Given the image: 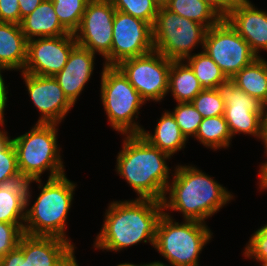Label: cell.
<instances>
[{
    "label": "cell",
    "mask_w": 267,
    "mask_h": 266,
    "mask_svg": "<svg viewBox=\"0 0 267 266\" xmlns=\"http://www.w3.org/2000/svg\"><path fill=\"white\" fill-rule=\"evenodd\" d=\"M107 207L95 249L119 252L141 241L154 246L157 223L163 214L161 201L135 198L113 201Z\"/></svg>",
    "instance_id": "1"
},
{
    "label": "cell",
    "mask_w": 267,
    "mask_h": 266,
    "mask_svg": "<svg viewBox=\"0 0 267 266\" xmlns=\"http://www.w3.org/2000/svg\"><path fill=\"white\" fill-rule=\"evenodd\" d=\"M172 175L173 181L168 183L161 201L163 212L177 211L184 220L206 223V219L234 199L218 181L193 165H177Z\"/></svg>",
    "instance_id": "2"
},
{
    "label": "cell",
    "mask_w": 267,
    "mask_h": 266,
    "mask_svg": "<svg viewBox=\"0 0 267 266\" xmlns=\"http://www.w3.org/2000/svg\"><path fill=\"white\" fill-rule=\"evenodd\" d=\"M122 150L116 159V172L137 193L138 199L162 201L170 168L171 156L150 145L140 134L124 135Z\"/></svg>",
    "instance_id": "3"
},
{
    "label": "cell",
    "mask_w": 267,
    "mask_h": 266,
    "mask_svg": "<svg viewBox=\"0 0 267 266\" xmlns=\"http://www.w3.org/2000/svg\"><path fill=\"white\" fill-rule=\"evenodd\" d=\"M32 182L39 183L40 194L28 209L31 203L30 185ZM76 184L67 179L66 174L48 179L45 185L42 184L41 179L28 181L24 234L54 236L71 242L65 230Z\"/></svg>",
    "instance_id": "4"
},
{
    "label": "cell",
    "mask_w": 267,
    "mask_h": 266,
    "mask_svg": "<svg viewBox=\"0 0 267 266\" xmlns=\"http://www.w3.org/2000/svg\"><path fill=\"white\" fill-rule=\"evenodd\" d=\"M57 127L58 124L36 123L29 132L11 139L23 179H41L47 170L48 179L65 175L61 149L57 144Z\"/></svg>",
    "instance_id": "5"
},
{
    "label": "cell",
    "mask_w": 267,
    "mask_h": 266,
    "mask_svg": "<svg viewBox=\"0 0 267 266\" xmlns=\"http://www.w3.org/2000/svg\"><path fill=\"white\" fill-rule=\"evenodd\" d=\"M213 233L206 223L194 220L176 222L169 212L160 216L153 248L169 266H199V255L212 239Z\"/></svg>",
    "instance_id": "6"
},
{
    "label": "cell",
    "mask_w": 267,
    "mask_h": 266,
    "mask_svg": "<svg viewBox=\"0 0 267 266\" xmlns=\"http://www.w3.org/2000/svg\"><path fill=\"white\" fill-rule=\"evenodd\" d=\"M100 97L111 127L121 135L140 134L143 127L135 121L145 101L116 66H104ZM135 118V119H134Z\"/></svg>",
    "instance_id": "7"
},
{
    "label": "cell",
    "mask_w": 267,
    "mask_h": 266,
    "mask_svg": "<svg viewBox=\"0 0 267 266\" xmlns=\"http://www.w3.org/2000/svg\"><path fill=\"white\" fill-rule=\"evenodd\" d=\"M154 50L172 61H184L204 45L207 28L161 5L152 27Z\"/></svg>",
    "instance_id": "8"
},
{
    "label": "cell",
    "mask_w": 267,
    "mask_h": 266,
    "mask_svg": "<svg viewBox=\"0 0 267 266\" xmlns=\"http://www.w3.org/2000/svg\"><path fill=\"white\" fill-rule=\"evenodd\" d=\"M171 63L172 60L153 50L145 55L123 60L116 67L145 102H160L168 94Z\"/></svg>",
    "instance_id": "9"
},
{
    "label": "cell",
    "mask_w": 267,
    "mask_h": 266,
    "mask_svg": "<svg viewBox=\"0 0 267 266\" xmlns=\"http://www.w3.org/2000/svg\"><path fill=\"white\" fill-rule=\"evenodd\" d=\"M203 51L232 78L258 56L226 19L207 29Z\"/></svg>",
    "instance_id": "10"
},
{
    "label": "cell",
    "mask_w": 267,
    "mask_h": 266,
    "mask_svg": "<svg viewBox=\"0 0 267 266\" xmlns=\"http://www.w3.org/2000/svg\"><path fill=\"white\" fill-rule=\"evenodd\" d=\"M216 91L225 102L224 117L232 138L243 133L262 140L265 106L238 88L232 78L221 82Z\"/></svg>",
    "instance_id": "11"
},
{
    "label": "cell",
    "mask_w": 267,
    "mask_h": 266,
    "mask_svg": "<svg viewBox=\"0 0 267 266\" xmlns=\"http://www.w3.org/2000/svg\"><path fill=\"white\" fill-rule=\"evenodd\" d=\"M154 50L152 26L129 14L116 10L113 20L111 52L104 66H117L121 61L145 55Z\"/></svg>",
    "instance_id": "12"
},
{
    "label": "cell",
    "mask_w": 267,
    "mask_h": 266,
    "mask_svg": "<svg viewBox=\"0 0 267 266\" xmlns=\"http://www.w3.org/2000/svg\"><path fill=\"white\" fill-rule=\"evenodd\" d=\"M115 11L111 0H90L74 32L77 45L105 58L111 52Z\"/></svg>",
    "instance_id": "13"
},
{
    "label": "cell",
    "mask_w": 267,
    "mask_h": 266,
    "mask_svg": "<svg viewBox=\"0 0 267 266\" xmlns=\"http://www.w3.org/2000/svg\"><path fill=\"white\" fill-rule=\"evenodd\" d=\"M76 45L74 33L28 40L23 72L54 76L65 66L70 52Z\"/></svg>",
    "instance_id": "14"
},
{
    "label": "cell",
    "mask_w": 267,
    "mask_h": 266,
    "mask_svg": "<svg viewBox=\"0 0 267 266\" xmlns=\"http://www.w3.org/2000/svg\"><path fill=\"white\" fill-rule=\"evenodd\" d=\"M20 72L30 100L41 113L36 123L60 124L74 104L64 94L55 78Z\"/></svg>",
    "instance_id": "15"
},
{
    "label": "cell",
    "mask_w": 267,
    "mask_h": 266,
    "mask_svg": "<svg viewBox=\"0 0 267 266\" xmlns=\"http://www.w3.org/2000/svg\"><path fill=\"white\" fill-rule=\"evenodd\" d=\"M225 19L258 57L261 50L267 51V12L258 10L250 0H236Z\"/></svg>",
    "instance_id": "16"
},
{
    "label": "cell",
    "mask_w": 267,
    "mask_h": 266,
    "mask_svg": "<svg viewBox=\"0 0 267 266\" xmlns=\"http://www.w3.org/2000/svg\"><path fill=\"white\" fill-rule=\"evenodd\" d=\"M95 55L90 50L76 45L70 52L65 66L53 76L74 105L92 76Z\"/></svg>",
    "instance_id": "17"
},
{
    "label": "cell",
    "mask_w": 267,
    "mask_h": 266,
    "mask_svg": "<svg viewBox=\"0 0 267 266\" xmlns=\"http://www.w3.org/2000/svg\"><path fill=\"white\" fill-rule=\"evenodd\" d=\"M18 246L22 249L24 261H28V266H53L74 244L54 236L23 234Z\"/></svg>",
    "instance_id": "18"
},
{
    "label": "cell",
    "mask_w": 267,
    "mask_h": 266,
    "mask_svg": "<svg viewBox=\"0 0 267 266\" xmlns=\"http://www.w3.org/2000/svg\"><path fill=\"white\" fill-rule=\"evenodd\" d=\"M20 27L27 40L36 37H58L70 33L60 23L52 0H43L32 13L22 19Z\"/></svg>",
    "instance_id": "19"
},
{
    "label": "cell",
    "mask_w": 267,
    "mask_h": 266,
    "mask_svg": "<svg viewBox=\"0 0 267 266\" xmlns=\"http://www.w3.org/2000/svg\"><path fill=\"white\" fill-rule=\"evenodd\" d=\"M28 40L20 25L0 22V65L12 71L24 69Z\"/></svg>",
    "instance_id": "20"
},
{
    "label": "cell",
    "mask_w": 267,
    "mask_h": 266,
    "mask_svg": "<svg viewBox=\"0 0 267 266\" xmlns=\"http://www.w3.org/2000/svg\"><path fill=\"white\" fill-rule=\"evenodd\" d=\"M154 134L142 129L140 135L152 146L173 156L185 148L186 137L182 134L175 117L170 111H164L154 129Z\"/></svg>",
    "instance_id": "21"
},
{
    "label": "cell",
    "mask_w": 267,
    "mask_h": 266,
    "mask_svg": "<svg viewBox=\"0 0 267 266\" xmlns=\"http://www.w3.org/2000/svg\"><path fill=\"white\" fill-rule=\"evenodd\" d=\"M27 180L0 185V222L25 223Z\"/></svg>",
    "instance_id": "22"
},
{
    "label": "cell",
    "mask_w": 267,
    "mask_h": 266,
    "mask_svg": "<svg viewBox=\"0 0 267 266\" xmlns=\"http://www.w3.org/2000/svg\"><path fill=\"white\" fill-rule=\"evenodd\" d=\"M202 90L199 80L186 62L172 61L168 93L171 92L177 103L191 102Z\"/></svg>",
    "instance_id": "23"
},
{
    "label": "cell",
    "mask_w": 267,
    "mask_h": 266,
    "mask_svg": "<svg viewBox=\"0 0 267 266\" xmlns=\"http://www.w3.org/2000/svg\"><path fill=\"white\" fill-rule=\"evenodd\" d=\"M238 88L267 106V61L256 58L232 77Z\"/></svg>",
    "instance_id": "24"
},
{
    "label": "cell",
    "mask_w": 267,
    "mask_h": 266,
    "mask_svg": "<svg viewBox=\"0 0 267 266\" xmlns=\"http://www.w3.org/2000/svg\"><path fill=\"white\" fill-rule=\"evenodd\" d=\"M164 6L182 17L204 25L207 29L223 19L202 0H167Z\"/></svg>",
    "instance_id": "25"
},
{
    "label": "cell",
    "mask_w": 267,
    "mask_h": 266,
    "mask_svg": "<svg viewBox=\"0 0 267 266\" xmlns=\"http://www.w3.org/2000/svg\"><path fill=\"white\" fill-rule=\"evenodd\" d=\"M194 138L214 151L228 148L233 139L224 115L202 118Z\"/></svg>",
    "instance_id": "26"
},
{
    "label": "cell",
    "mask_w": 267,
    "mask_h": 266,
    "mask_svg": "<svg viewBox=\"0 0 267 266\" xmlns=\"http://www.w3.org/2000/svg\"><path fill=\"white\" fill-rule=\"evenodd\" d=\"M193 54L184 61L193 70L202 89H216L221 82L227 79L220 67L204 51Z\"/></svg>",
    "instance_id": "27"
},
{
    "label": "cell",
    "mask_w": 267,
    "mask_h": 266,
    "mask_svg": "<svg viewBox=\"0 0 267 266\" xmlns=\"http://www.w3.org/2000/svg\"><path fill=\"white\" fill-rule=\"evenodd\" d=\"M22 180L11 138L7 131L0 129V185Z\"/></svg>",
    "instance_id": "28"
},
{
    "label": "cell",
    "mask_w": 267,
    "mask_h": 266,
    "mask_svg": "<svg viewBox=\"0 0 267 266\" xmlns=\"http://www.w3.org/2000/svg\"><path fill=\"white\" fill-rule=\"evenodd\" d=\"M90 0H52L60 23L74 33L80 26L82 16Z\"/></svg>",
    "instance_id": "29"
},
{
    "label": "cell",
    "mask_w": 267,
    "mask_h": 266,
    "mask_svg": "<svg viewBox=\"0 0 267 266\" xmlns=\"http://www.w3.org/2000/svg\"><path fill=\"white\" fill-rule=\"evenodd\" d=\"M115 10L129 14L149 23H155L160 4L155 0H111Z\"/></svg>",
    "instance_id": "30"
},
{
    "label": "cell",
    "mask_w": 267,
    "mask_h": 266,
    "mask_svg": "<svg viewBox=\"0 0 267 266\" xmlns=\"http://www.w3.org/2000/svg\"><path fill=\"white\" fill-rule=\"evenodd\" d=\"M180 127L182 134L189 140V137H195L199 125L202 121L201 114L191 102L177 103L174 111H170Z\"/></svg>",
    "instance_id": "31"
},
{
    "label": "cell",
    "mask_w": 267,
    "mask_h": 266,
    "mask_svg": "<svg viewBox=\"0 0 267 266\" xmlns=\"http://www.w3.org/2000/svg\"><path fill=\"white\" fill-rule=\"evenodd\" d=\"M191 103L202 118L224 115L225 102L219 97L216 89H203Z\"/></svg>",
    "instance_id": "32"
},
{
    "label": "cell",
    "mask_w": 267,
    "mask_h": 266,
    "mask_svg": "<svg viewBox=\"0 0 267 266\" xmlns=\"http://www.w3.org/2000/svg\"><path fill=\"white\" fill-rule=\"evenodd\" d=\"M24 223L0 222V259L18 246Z\"/></svg>",
    "instance_id": "33"
},
{
    "label": "cell",
    "mask_w": 267,
    "mask_h": 266,
    "mask_svg": "<svg viewBox=\"0 0 267 266\" xmlns=\"http://www.w3.org/2000/svg\"><path fill=\"white\" fill-rule=\"evenodd\" d=\"M243 255L256 261L267 260V223L251 235Z\"/></svg>",
    "instance_id": "34"
},
{
    "label": "cell",
    "mask_w": 267,
    "mask_h": 266,
    "mask_svg": "<svg viewBox=\"0 0 267 266\" xmlns=\"http://www.w3.org/2000/svg\"><path fill=\"white\" fill-rule=\"evenodd\" d=\"M0 22L20 25L21 14L18 0H0Z\"/></svg>",
    "instance_id": "35"
},
{
    "label": "cell",
    "mask_w": 267,
    "mask_h": 266,
    "mask_svg": "<svg viewBox=\"0 0 267 266\" xmlns=\"http://www.w3.org/2000/svg\"><path fill=\"white\" fill-rule=\"evenodd\" d=\"M0 266H28V261H24L23 251L17 246L0 259Z\"/></svg>",
    "instance_id": "36"
},
{
    "label": "cell",
    "mask_w": 267,
    "mask_h": 266,
    "mask_svg": "<svg viewBox=\"0 0 267 266\" xmlns=\"http://www.w3.org/2000/svg\"><path fill=\"white\" fill-rule=\"evenodd\" d=\"M2 70H10L12 71L11 69L5 67V66H2L0 65V126L1 127H4V123H5V120L4 119V111H5V108H6V104H7V100H8V88L7 86H5V81H4V78H3V74L1 72H3Z\"/></svg>",
    "instance_id": "37"
},
{
    "label": "cell",
    "mask_w": 267,
    "mask_h": 266,
    "mask_svg": "<svg viewBox=\"0 0 267 266\" xmlns=\"http://www.w3.org/2000/svg\"><path fill=\"white\" fill-rule=\"evenodd\" d=\"M225 19L236 0H202Z\"/></svg>",
    "instance_id": "38"
},
{
    "label": "cell",
    "mask_w": 267,
    "mask_h": 266,
    "mask_svg": "<svg viewBox=\"0 0 267 266\" xmlns=\"http://www.w3.org/2000/svg\"><path fill=\"white\" fill-rule=\"evenodd\" d=\"M43 0H18L21 21L24 17L32 13Z\"/></svg>",
    "instance_id": "39"
},
{
    "label": "cell",
    "mask_w": 267,
    "mask_h": 266,
    "mask_svg": "<svg viewBox=\"0 0 267 266\" xmlns=\"http://www.w3.org/2000/svg\"><path fill=\"white\" fill-rule=\"evenodd\" d=\"M75 246H73L55 265L53 266H79L76 260Z\"/></svg>",
    "instance_id": "40"
},
{
    "label": "cell",
    "mask_w": 267,
    "mask_h": 266,
    "mask_svg": "<svg viewBox=\"0 0 267 266\" xmlns=\"http://www.w3.org/2000/svg\"><path fill=\"white\" fill-rule=\"evenodd\" d=\"M264 153H266V156H267V151H265ZM260 169H259V182H258V185H259V188L260 190H264L265 189L267 190V161H265L261 166H259Z\"/></svg>",
    "instance_id": "41"
},
{
    "label": "cell",
    "mask_w": 267,
    "mask_h": 266,
    "mask_svg": "<svg viewBox=\"0 0 267 266\" xmlns=\"http://www.w3.org/2000/svg\"><path fill=\"white\" fill-rule=\"evenodd\" d=\"M265 151H267V106L264 107L263 139Z\"/></svg>",
    "instance_id": "42"
},
{
    "label": "cell",
    "mask_w": 267,
    "mask_h": 266,
    "mask_svg": "<svg viewBox=\"0 0 267 266\" xmlns=\"http://www.w3.org/2000/svg\"><path fill=\"white\" fill-rule=\"evenodd\" d=\"M141 266H169V265L160 261H153L148 264H141Z\"/></svg>",
    "instance_id": "43"
},
{
    "label": "cell",
    "mask_w": 267,
    "mask_h": 266,
    "mask_svg": "<svg viewBox=\"0 0 267 266\" xmlns=\"http://www.w3.org/2000/svg\"><path fill=\"white\" fill-rule=\"evenodd\" d=\"M117 266H141V264L140 265L139 264L136 265V264H133V263H128V262L126 263L125 262V263H122V264H118Z\"/></svg>",
    "instance_id": "44"
},
{
    "label": "cell",
    "mask_w": 267,
    "mask_h": 266,
    "mask_svg": "<svg viewBox=\"0 0 267 266\" xmlns=\"http://www.w3.org/2000/svg\"><path fill=\"white\" fill-rule=\"evenodd\" d=\"M155 1L158 2L160 5H164L167 0H155Z\"/></svg>",
    "instance_id": "45"
},
{
    "label": "cell",
    "mask_w": 267,
    "mask_h": 266,
    "mask_svg": "<svg viewBox=\"0 0 267 266\" xmlns=\"http://www.w3.org/2000/svg\"><path fill=\"white\" fill-rule=\"evenodd\" d=\"M261 264V266H267V260H264V261H257Z\"/></svg>",
    "instance_id": "46"
}]
</instances>
